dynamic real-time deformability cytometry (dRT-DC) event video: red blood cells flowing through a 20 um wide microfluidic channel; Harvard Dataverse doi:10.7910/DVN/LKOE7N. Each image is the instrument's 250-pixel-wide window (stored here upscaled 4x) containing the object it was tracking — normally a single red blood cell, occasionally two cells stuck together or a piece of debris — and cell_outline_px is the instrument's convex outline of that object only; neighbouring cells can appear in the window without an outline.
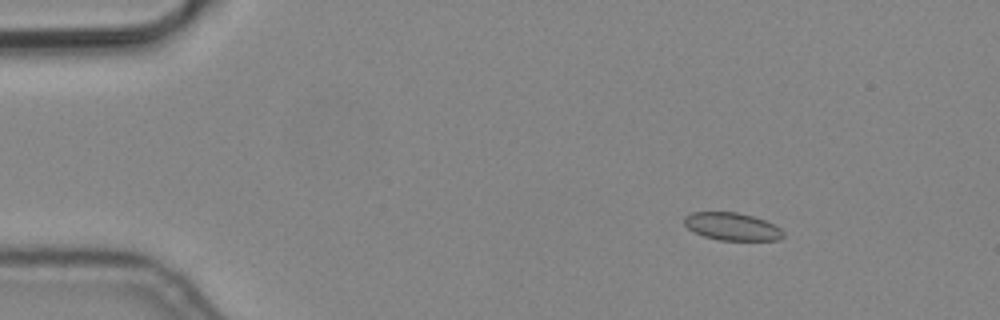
{"species": "common noctule bat (a hibernating species)", "species_latin": "Nyctalus noctula", "temperature_condition": "cold", "stored_images_in_passage": 7, "camera_frame_rate_fps": 3000, "um_per_image_px": 0.085, "animal": {"sex": "male", "body_mass_g": 19.2, "forearm_length_mm": 51.8}, "frame": {"image": 1, "passage_image": 1, "time_ms": 0.0, "image_size_px": [1000, 320], "cell_outline_px": [[784, 236], [780, 240], [716, 240], [704, 236], [688, 228], [684, 224], [684, 216], [692, 212], [736, 212], [752, 216], [764, 220], [780, 228], [784, 232]], "centroid_in_image_um": [62.22, 19.26], "position_along_channel_um": 22.8, "area_um2": 15.9}}
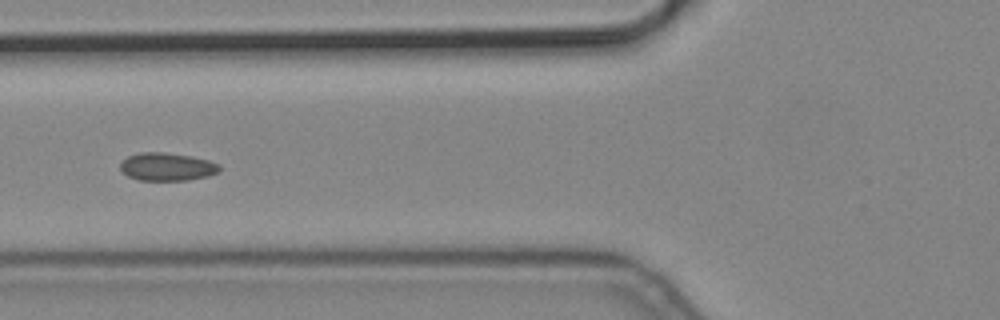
{"frame": {"image": 2, "passage_image": 5, "time_ms": 1.333, "image_size_px": [1000, 320], "cell_outline_px": [[220, 172], [208, 176], [188, 180], [140, 180], [128, 176], [120, 168], [120, 164], [128, 156], [140, 152], [164, 152], [192, 156], [208, 160], [220, 164]], "centroid_in_image_um": [14.23, 14.17], "position_along_channel_um": 111.6, "area_um2": 16.18}}
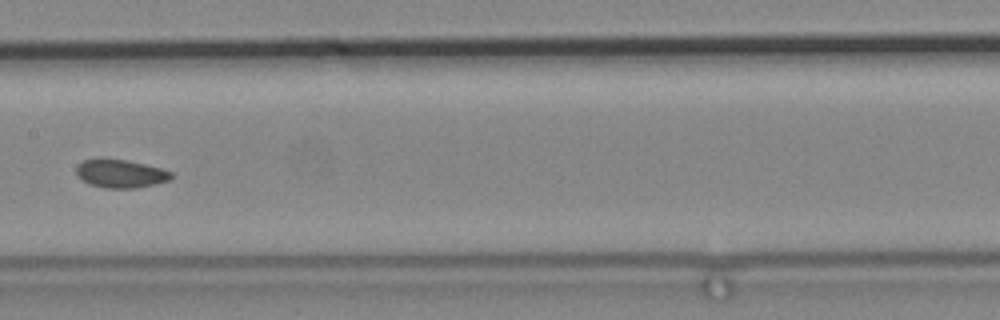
{"frame": {"image": 3, "passage_image": 7, "time_ms": 2.0, "image_size_px": [1000, 320], "cell_outline_px": [[172, 176], [168, 180], [156, 184], [136, 188], [104, 188], [88, 184], [76, 176], [76, 168], [84, 160], [100, 156], [124, 160], [144, 164], [160, 168], [172, 172]], "centroid_in_image_um": [10.19, 14.74], "position_along_channel_um": 197.2, "area_um2": 15.9}}